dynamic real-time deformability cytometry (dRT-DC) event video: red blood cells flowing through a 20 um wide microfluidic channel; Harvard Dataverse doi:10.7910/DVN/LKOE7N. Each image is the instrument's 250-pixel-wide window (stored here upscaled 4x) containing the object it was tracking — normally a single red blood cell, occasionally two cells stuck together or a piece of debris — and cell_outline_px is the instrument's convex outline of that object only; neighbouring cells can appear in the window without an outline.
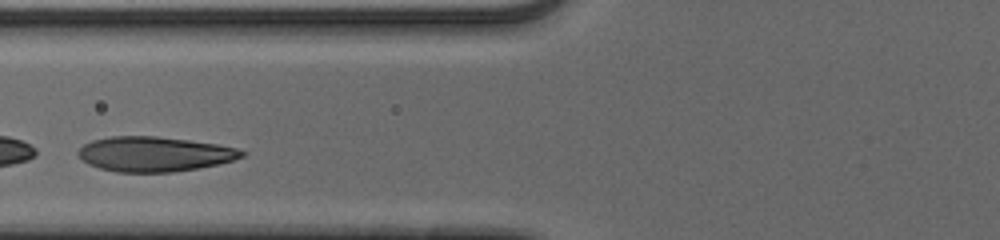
{"species": "human", "species_latin": "Homo sapiens", "temperature_condition": "cold", "stored_images_in_passage": 31, "segment_of_instrument_passage": [2, 2], "camera_frame_rate_fps": 3000, "um_per_image_px": 0.085, "donor": {"sex": "male"}, "frame": {"image": 1, "passage_image": 8, "time_ms": 2.333, "image_size_px": [1000, 240], "cell_outline_px": [[248, 152], [244, 156], [232, 160], [216, 164], [196, 168], [172, 172], [116, 172], [100, 168], [88, 164], [76, 152], [84, 144], [92, 140], [112, 136], [156, 136], [188, 140], [216, 144], [236, 148]], "centroid_in_image_um": [13.11, 13.09], "position_along_channel_um": 112.7, "area_um2": 33.0}}
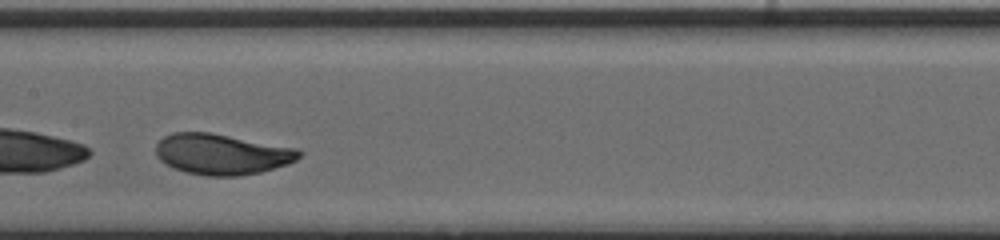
{"frame": {"image": 2, "passage_image": 14, "time_ms": 4.333, "image_size_px": [1000, 240], "cell_outline_px": [[304, 152], [296, 160], [288, 164], [260, 172], [240, 176], [204, 176], [184, 172], [160, 160], [156, 156], [156, 144], [164, 136], [172, 132], [212, 132], [296, 148]], "centroid_in_image_um": [18.86, 13.1], "position_along_channel_um": 188.5, "area_um2": 34.16}}
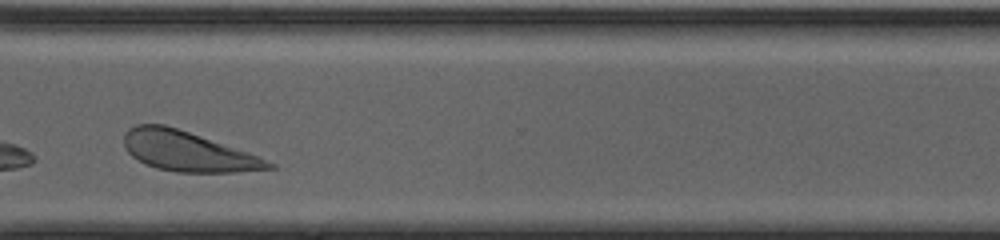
{"frame": {"image": 3, "passage_image": 27, "time_ms": 8.667, "image_size_px": [1000, 240], "cell_outline_px": [[276, 168], [236, 172], [176, 172], [156, 168], [132, 156], [124, 148], [124, 136], [128, 128], [136, 124], [164, 124], [248, 152], [276, 164]], "centroid_in_image_um": [15.93, 12.86], "position_along_channel_um": 354.7, "area_um2": 33.23}}